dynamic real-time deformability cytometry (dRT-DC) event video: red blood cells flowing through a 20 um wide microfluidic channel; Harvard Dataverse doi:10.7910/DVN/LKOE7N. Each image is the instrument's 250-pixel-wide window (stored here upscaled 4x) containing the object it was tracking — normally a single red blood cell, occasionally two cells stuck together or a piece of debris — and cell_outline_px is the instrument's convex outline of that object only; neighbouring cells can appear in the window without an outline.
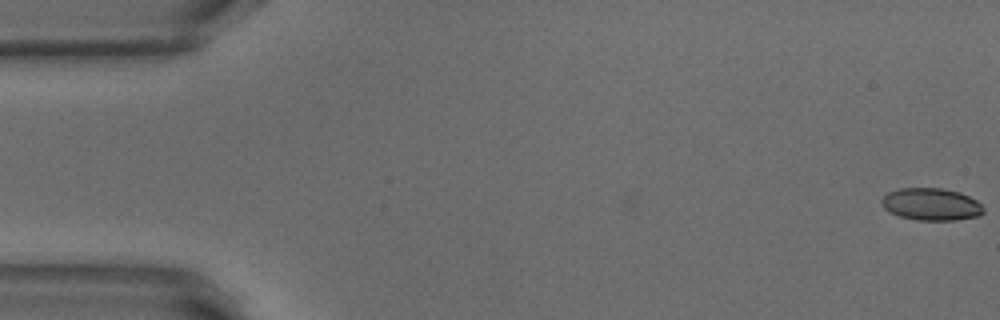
{"species": "common noctule bat (a hibernating species)", "species_latin": "Nyctalus noctula", "temperature_condition": "warm", "stored_images_in_passage": 52, "camera_frame_rate_fps": 3000, "um_per_image_px": 0.085, "animal": {"sex": "male", "body_mass_g": 18.8}, "frame": {"image": 1, "passage_image": 1, "time_ms": 0.0, "image_size_px": [1000, 320], "cell_outline_px": [[984, 212], [980, 216], [956, 220], [916, 220], [900, 216], [884, 208], [880, 204], [880, 200], [888, 192], [900, 188], [944, 188], [960, 192], [976, 200], [984, 208]], "centroid_in_image_um": [79.16, 17.36], "position_along_channel_um": 5.8, "area_um2": 19.25}}
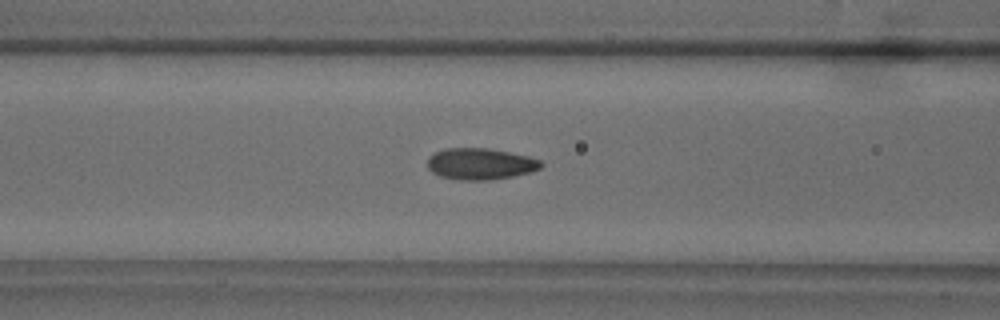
{"frame": {"image": 2, "passage_image": 21, "time_ms": 6.667, "image_size_px": [1000, 320], "cell_outline_px": [[544, 164], [540, 168], [532, 172], [512, 176], [488, 180], [460, 180], [440, 176], [432, 172], [428, 168], [428, 156], [444, 148], [488, 148], [528, 156], [540, 160]], "centroid_in_image_um": [40.83, 13.93], "position_along_channel_um": 125.8, "area_um2": 20.81}}
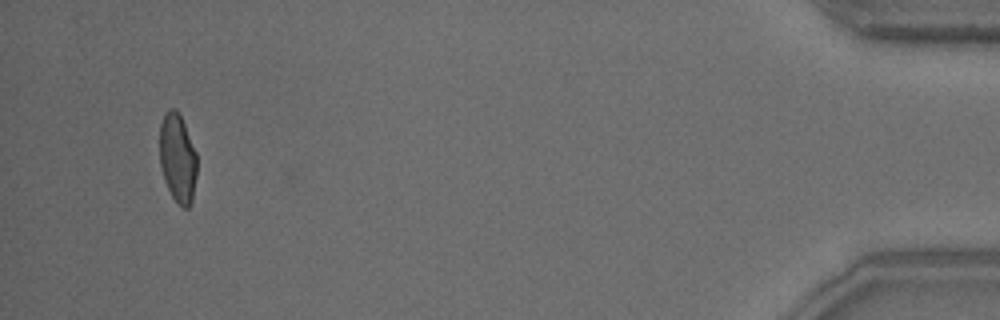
{"frame": {"image": 3, "passage_image": 50, "time_ms": 16.333, "image_size_px": [1000, 320], "cell_outline_px": [[196, 176], [192, 200], [188, 208], [184, 208], [172, 196], [164, 180], [160, 164], [160, 124], [164, 112], [168, 108], [176, 108], [184, 124], [196, 152]], "centroid_in_image_um": [15.08, 13.4], "position_along_channel_um": 420.1, "area_um2": 19.19}, "authors_computed_cell_mechanics": {"area_um2": 20.1722, "velocity_mm_per_s": 3.8718, "shape_relaxation_time_tau1_ms": 5.9311, "shape_relaxation_time_tau2_ms": 1.0525, "deformation_change_tau1": 0.1777, "deformation_change_tau2": 0.062}}